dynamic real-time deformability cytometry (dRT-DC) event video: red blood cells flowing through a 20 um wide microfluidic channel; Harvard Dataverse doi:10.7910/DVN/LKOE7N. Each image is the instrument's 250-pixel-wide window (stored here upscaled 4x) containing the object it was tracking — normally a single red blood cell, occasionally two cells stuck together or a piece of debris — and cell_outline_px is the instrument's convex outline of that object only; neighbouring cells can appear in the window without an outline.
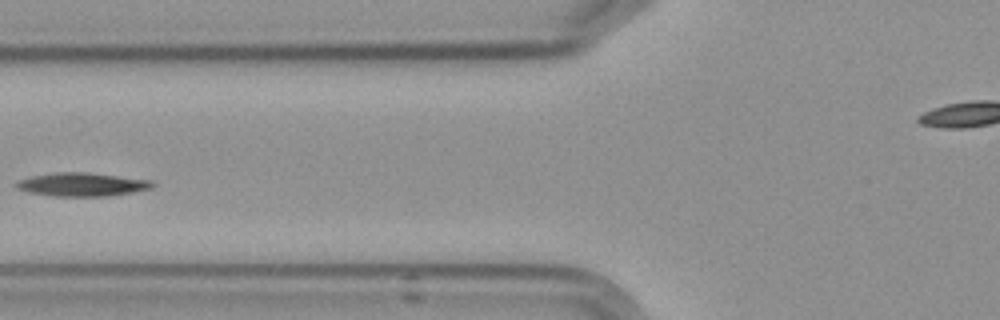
{"species": "Egyptian fruit bat (a non-hibernating species)", "species_latin": "Rousettus aegyptiacus", "temperature_condition": "cold", "stored_images_in_passage": 9, "camera_frame_rate_fps": 3000, "um_per_image_px": 0.085, "frame": {"image": 1, "passage_image": 4, "time_ms": 3.667, "image_size_px": [1000, 320], "cell_outline_px": [[156, 184], [152, 188], [112, 196], [52, 196], [28, 192], [16, 188], [16, 180], [32, 176], [56, 172], [88, 172], [152, 180]], "centroid_in_image_um": [6.98, 15.68], "position_along_channel_um": 118.8, "area_um2": 18.79}}